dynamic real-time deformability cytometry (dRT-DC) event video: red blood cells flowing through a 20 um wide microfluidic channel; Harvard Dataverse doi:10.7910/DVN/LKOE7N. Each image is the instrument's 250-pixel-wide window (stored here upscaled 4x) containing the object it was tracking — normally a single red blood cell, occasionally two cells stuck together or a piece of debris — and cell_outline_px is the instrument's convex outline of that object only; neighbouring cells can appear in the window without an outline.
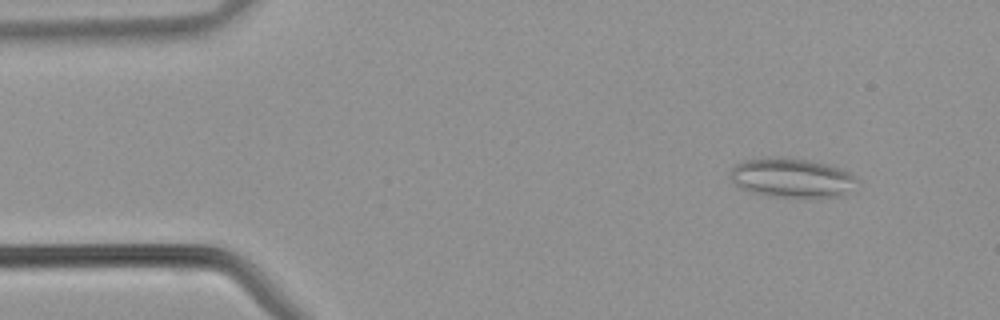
{"species": "common noctule bat (a hibernating species)", "species_latin": "Nyctalus noctula", "temperature_condition": "warm", "stored_images_in_passage": 41, "camera_frame_rate_fps": 3000, "um_per_image_px": 0.085, "animal": {"sex": "male", "body_mass_g": 21.5, "forearm_length_mm": 52.0}, "frame": {"image": 1, "passage_image": 4, "time_ms": 1.0, "image_size_px": [1000, 320], "cell_outline_px": [[856, 180], [840, 196], [768, 196], [752, 192], [740, 188], [728, 176], [728, 172], [736, 164], [744, 160], [764, 156], [784, 156], [808, 160], [840, 168], [856, 176]], "centroid_in_image_um": [67.17, 15.07], "position_along_channel_um": 17.8, "area_um2": 28.73}}
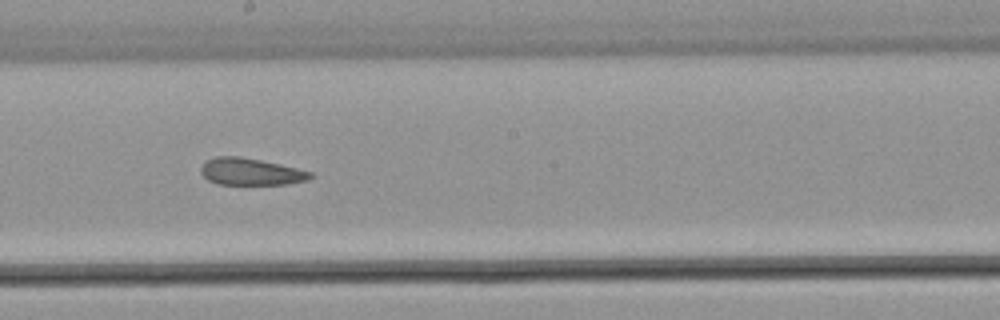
{"frame": {"image": 2, "passage_image": 22, "time_ms": 7.0, "image_size_px": [1000, 320], "cell_outline_px": [[312, 176], [308, 180], [288, 184], [216, 184], [208, 180], [200, 172], [200, 168], [208, 160], [216, 156], [240, 156], [280, 164], [312, 172]], "centroid_in_image_um": [21.31, 14.59], "position_along_channel_um": 226.9, "area_um2": 17.11}}
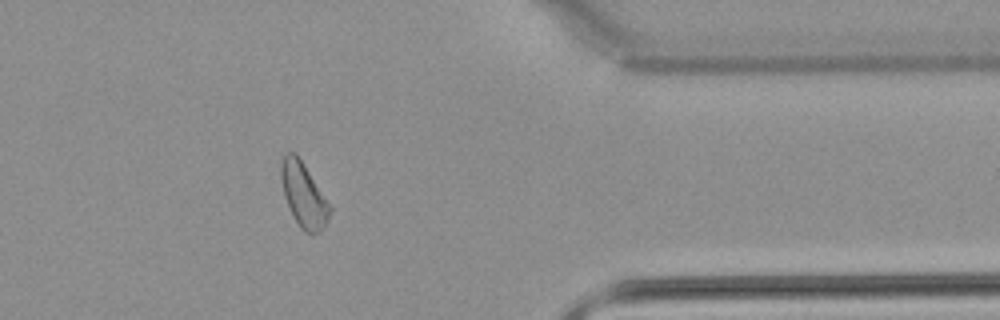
{"frame": {"image": 3, "passage_image": 33, "time_ms": 10.667, "image_size_px": [1000, 320], "cell_outline_px": [[332, 208], [328, 220], [320, 232], [304, 232], [300, 228], [284, 196], [280, 176], [280, 164], [284, 152], [296, 152], [304, 164]], "centroid_in_image_um": [25.79, 16.52], "position_along_channel_um": 385.6, "area_um2": 18.09}}